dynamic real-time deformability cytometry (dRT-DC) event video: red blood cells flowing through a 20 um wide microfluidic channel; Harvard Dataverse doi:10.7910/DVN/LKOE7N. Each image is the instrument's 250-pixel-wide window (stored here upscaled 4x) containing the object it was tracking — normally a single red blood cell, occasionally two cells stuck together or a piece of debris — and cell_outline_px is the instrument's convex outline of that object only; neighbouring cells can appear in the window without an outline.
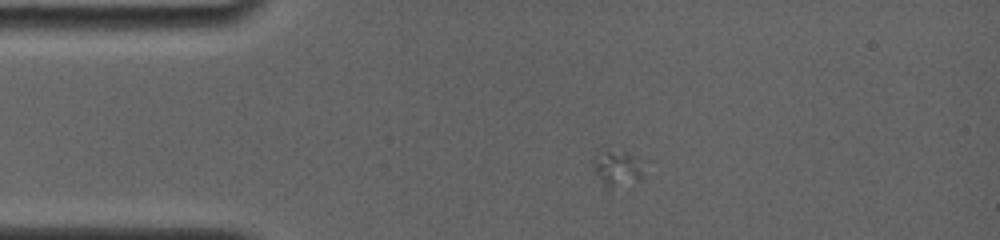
{"species": "common noctule bat (a hibernating species)", "species_latin": "Nyctalus noctula", "temperature_condition": "room temperature", "stored_images_in_passage": 5, "camera_frame_rate_fps": 4000, "um_per_image_px": 0.085, "animal": {"sex": "female", "body_mass_g": 19.0, "forearm_length_mm": 56.7}, "frame": {"image": 1, "passage_image": 2, "time_ms": 1.0, "image_size_px": [1000, 240], "cell_outline_px": [[656, 160], [636, 180], [608, 192], [600, 180], [596, 172], [596, 156], [608, 148]], "centroid_in_image_um": [52.7, 14.28], "position_along_channel_um": 32.3, "area_um2": 11.44}}
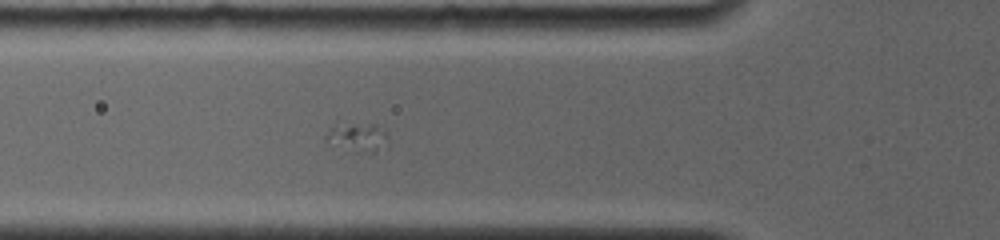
{"frame": {"image": 2, "passage_image": 5, "time_ms": 3.75, "image_size_px": [1000, 240], "cell_outline_px": [[388, 144], [372, 152], [368, 152], [324, 140], [324, 136], [336, 120], [376, 124], [388, 132]], "centroid_in_image_um": [30.4, 11.52], "position_along_channel_um": 95.4, "area_um2": 10.46}}